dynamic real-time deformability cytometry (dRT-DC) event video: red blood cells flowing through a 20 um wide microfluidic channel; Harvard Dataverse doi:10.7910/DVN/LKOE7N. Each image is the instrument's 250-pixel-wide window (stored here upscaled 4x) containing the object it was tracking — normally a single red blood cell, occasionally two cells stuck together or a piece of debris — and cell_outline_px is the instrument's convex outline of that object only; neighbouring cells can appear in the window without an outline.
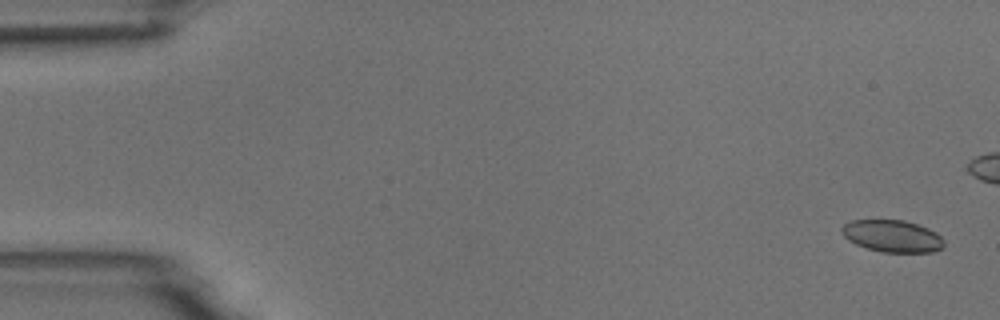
{"species": "common noctule bat (a hibernating species)", "species_latin": "Nyctalus noctula", "temperature_condition": "room temperature", "stored_images_in_passage": 5, "camera_frame_rate_fps": 3000, "um_per_image_px": 0.085, "animal": {"sex": "male", "body_mass_g": 18.8}, "frame": {"image": 1, "passage_image": 1, "time_ms": 0.0, "image_size_px": [1000, 320], "cell_outline_px": [[944, 248], [932, 252], [880, 252], [856, 244], [848, 240], [840, 232], [840, 228], [844, 224], [852, 220], [904, 220], [928, 228], [936, 232], [944, 240]], "centroid_in_image_um": [75.84, 20.07], "position_along_channel_um": 9.2, "area_um2": 19.19}}
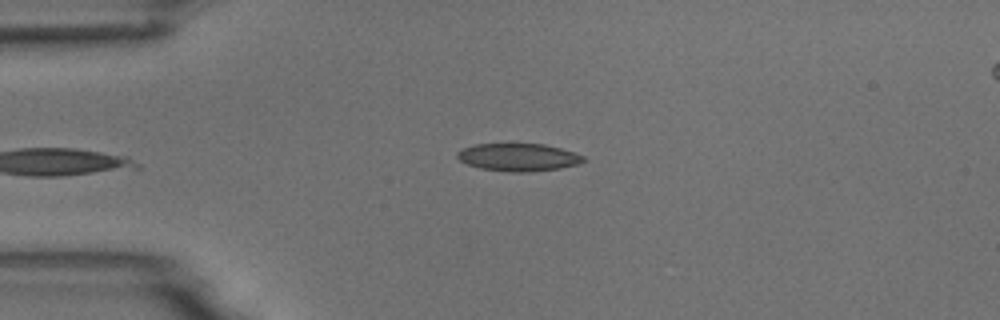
{"frame": {"image": 2, "passage_image": 5, "time_ms": 5.667, "image_size_px": [1000, 320], "cell_outline_px": [[588, 160], [580, 164], [560, 168], [528, 172], [508, 172], [480, 168], [468, 164], [460, 160], [456, 156], [456, 152], [464, 148], [476, 144], [544, 144], [560, 148], [584, 156]], "centroid_in_image_um": [44.09, 13.37], "position_along_channel_um": 40.9, "area_um2": 20.35}}